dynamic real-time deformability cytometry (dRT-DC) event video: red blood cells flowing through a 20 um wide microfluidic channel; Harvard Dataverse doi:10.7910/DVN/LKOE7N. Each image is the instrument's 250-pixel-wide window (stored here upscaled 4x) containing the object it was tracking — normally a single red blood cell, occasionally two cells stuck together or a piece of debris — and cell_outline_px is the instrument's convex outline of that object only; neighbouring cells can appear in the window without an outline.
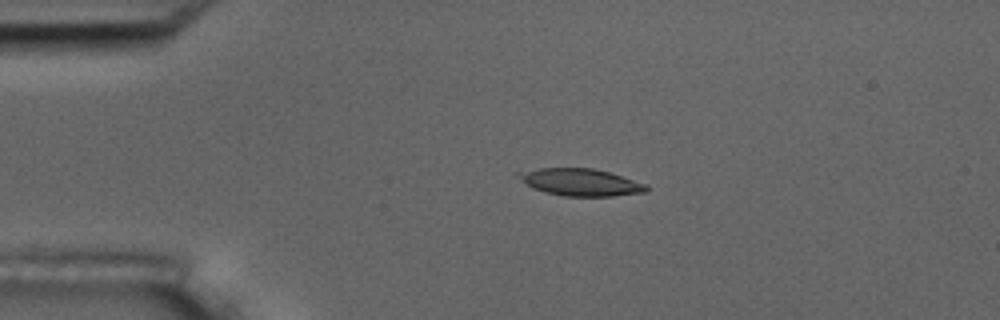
{"species": "common noctule bat (a hibernating species)", "species_latin": "Nyctalus noctula", "temperature_condition": "room temperature", "stored_images_in_passage": 4, "camera_frame_rate_fps": 3000, "um_per_image_px": 0.085, "animal": {"sex": "male", "body_mass_g": 17.5, "forearm_length_mm": 52.3}, "frame": {"image": 1, "passage_image": 3, "time_ms": 3.333, "image_size_px": [1000, 320], "cell_outline_px": [[648, 192], [612, 196], [564, 196], [532, 188], [512, 176], [516, 172], [540, 168], [592, 168], [608, 172], [648, 184]], "centroid_in_image_um": [49.3, 15.48], "position_along_channel_um": 35.7, "area_um2": 20.4}}